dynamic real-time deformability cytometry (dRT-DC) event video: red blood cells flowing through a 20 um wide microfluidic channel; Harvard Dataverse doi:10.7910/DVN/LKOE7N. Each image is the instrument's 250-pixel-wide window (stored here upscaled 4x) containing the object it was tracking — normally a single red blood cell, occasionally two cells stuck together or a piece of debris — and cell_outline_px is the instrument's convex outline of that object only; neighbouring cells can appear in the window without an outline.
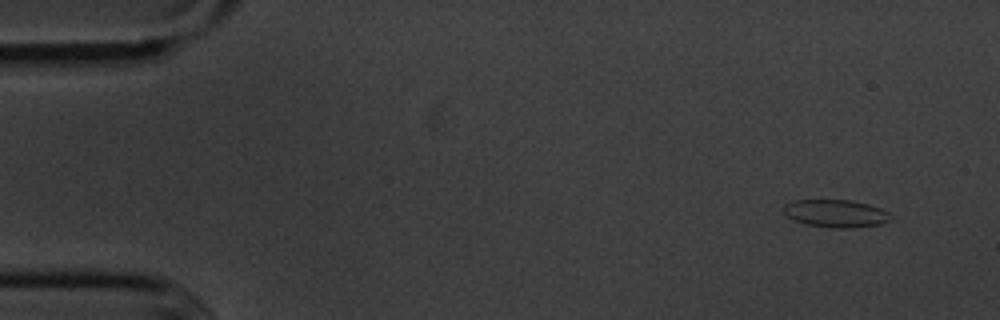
{"species": "common noctule bat (a hibernating species)", "species_latin": "Nyctalus noctula", "temperature_condition": "cold", "stored_images_in_passage": 6, "camera_frame_rate_fps": 3000, "um_per_image_px": 0.085, "animal": {"sex": "male", "body_mass_g": 20.1, "forearm_length_mm": 53.5}, "frame": {"image": 1, "passage_image": 1, "time_ms": 0.0, "image_size_px": [1000, 320], "cell_outline_px": [[892, 220], [880, 224], [844, 228], [836, 228], [804, 224], [788, 216], [784, 212], [784, 204], [796, 200], [852, 200], [868, 204], [880, 208], [888, 212], [892, 216]], "centroid_in_image_um": [71.07, 18.13], "position_along_channel_um": 13.9, "area_um2": 17.11}}
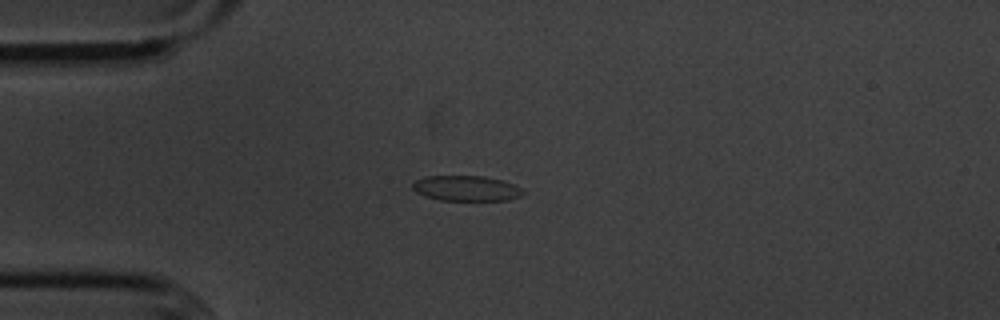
{"frame": {"image": 2, "passage_image": 4, "time_ms": 3.333, "image_size_px": [1000, 320], "cell_outline_px": [[524, 192], [520, 196], [508, 200], [440, 200], [424, 196], [416, 192], [412, 188], [412, 184], [416, 180], [428, 176], [484, 176], [500, 180], [512, 184], [520, 188]], "centroid_in_image_um": [39.6, 16.01], "position_along_channel_um": 45.4, "area_um2": 16.13}}